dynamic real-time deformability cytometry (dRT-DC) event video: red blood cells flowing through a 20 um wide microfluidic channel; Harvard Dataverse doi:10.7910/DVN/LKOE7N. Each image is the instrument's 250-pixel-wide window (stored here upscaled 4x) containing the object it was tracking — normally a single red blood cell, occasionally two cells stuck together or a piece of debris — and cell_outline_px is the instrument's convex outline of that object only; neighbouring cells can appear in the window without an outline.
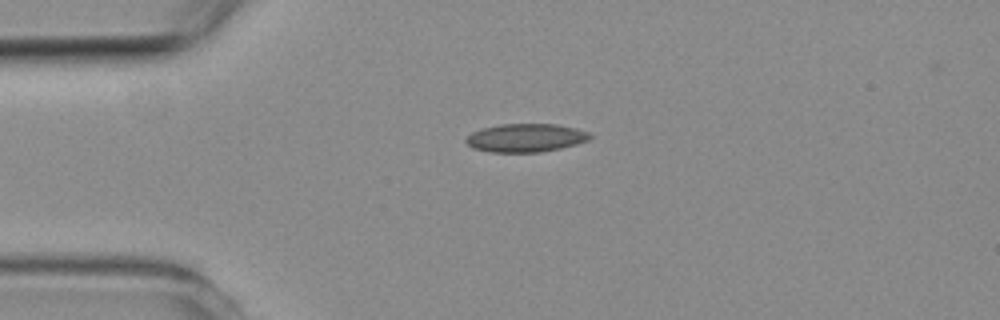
{"species": "common noctule bat (a hibernating species)", "species_latin": "Nyctalus noctula", "temperature_condition": "room temperature", "stored_images_in_passage": 3, "camera_frame_rate_fps": 3000, "um_per_image_px": 0.085, "animal": {"sex": "female", "body_mass_g": 19.3, "forearm_length_mm": 54.1}, "frame": {"image": 1, "passage_image": 2, "time_ms": 1.0, "image_size_px": [1000, 320], "cell_outline_px": [[592, 136], [588, 140], [576, 144], [560, 148], [540, 152], [488, 152], [472, 148], [464, 140], [472, 132], [484, 128], [500, 124], [556, 124], [576, 128], [588, 132]], "centroid_in_image_um": [44.67, 11.72], "position_along_channel_um": 40.3, "area_um2": 20.4}}